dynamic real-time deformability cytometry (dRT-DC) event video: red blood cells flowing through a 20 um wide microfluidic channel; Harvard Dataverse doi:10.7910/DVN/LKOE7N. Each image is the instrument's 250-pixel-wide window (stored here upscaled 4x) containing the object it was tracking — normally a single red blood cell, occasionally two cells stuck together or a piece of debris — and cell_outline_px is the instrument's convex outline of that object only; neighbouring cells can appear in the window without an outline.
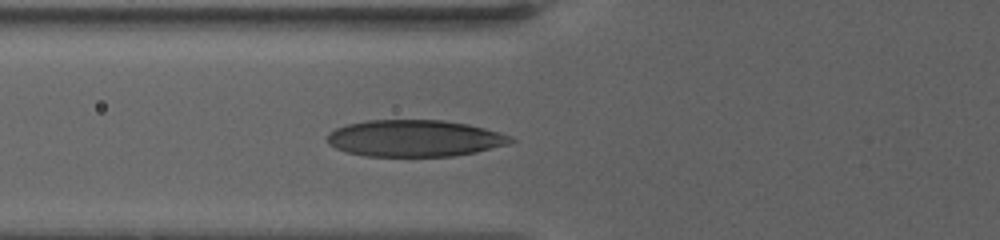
{"species": "human", "species_latin": "Homo sapiens", "temperature_condition": "warm", "stored_images_in_passage": 33, "camera_frame_rate_fps": 3000, "um_per_image_px": 0.085, "donor": {"sex": "female"}, "frame": {"image": 1, "passage_image": 10, "time_ms": 8.0, "image_size_px": [1000, 240], "cell_outline_px": [[516, 140], [508, 144], [476, 152], [452, 156], [364, 156], [348, 152], [336, 148], [328, 144], [328, 132], [336, 128], [348, 124], [368, 120], [440, 120], [468, 124], [500, 132], [512, 136]], "centroid_in_image_um": [35.25, 11.75], "position_along_channel_um": 90.5, "area_um2": 39.19}}
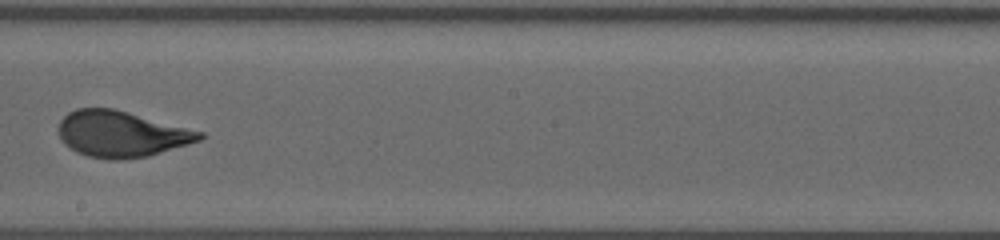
{"frame": {"image": 2, "passage_image": 18, "time_ms": 12.667, "image_size_px": [1000, 240], "cell_outline_px": [[204, 136], [200, 140], [148, 156], [120, 160], [108, 160], [88, 156], [76, 152], [64, 144], [56, 128], [60, 120], [68, 112], [76, 108], [112, 108], [204, 132]], "centroid_in_image_um": [10.26, 11.39], "position_along_channel_um": 237.9, "area_um2": 37.8}}
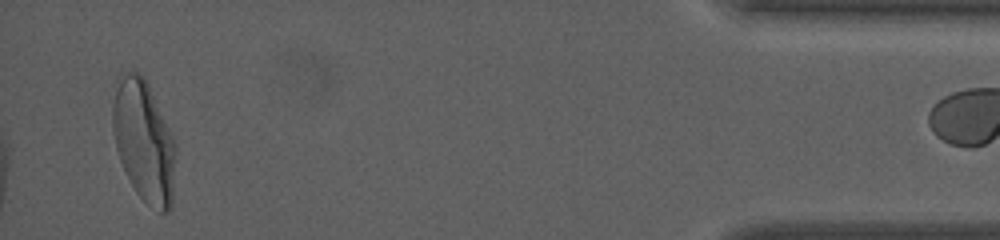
{"frame": {"image": 3, "passage_image": 32, "time_ms": 20.667, "image_size_px": [1000, 240], "cell_outline_px": [[176, 152], [172, 204], [168, 212], [160, 212], [148, 204], [136, 192], [120, 160], [116, 148], [112, 128], [112, 108], [116, 88], [120, 72], [140, 72], [144, 76], [148, 84], [176, 144]], "centroid_in_image_um": [12.23, 11.99], "position_along_channel_um": 423.0, "area_um2": 44.33}}